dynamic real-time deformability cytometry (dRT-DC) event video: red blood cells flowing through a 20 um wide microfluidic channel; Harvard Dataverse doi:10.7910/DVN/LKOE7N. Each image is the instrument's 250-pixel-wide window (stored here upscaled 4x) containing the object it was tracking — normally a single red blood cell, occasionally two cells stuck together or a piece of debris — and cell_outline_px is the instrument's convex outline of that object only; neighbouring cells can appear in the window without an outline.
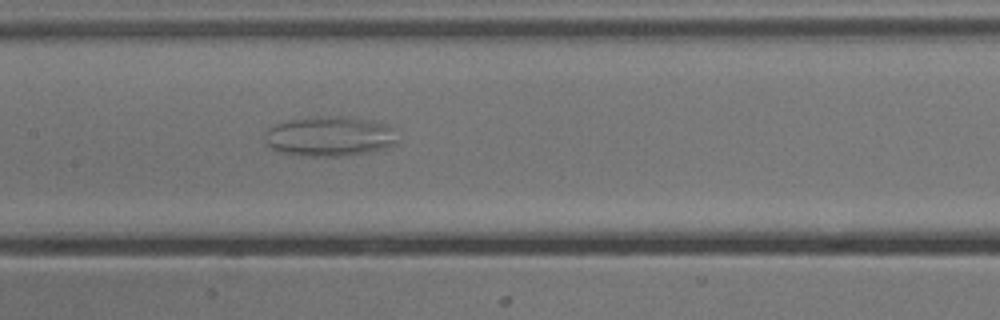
{"species": "common noctule bat (a hibernating species)", "species_latin": "Nyctalus noctula", "temperature_condition": "cold", "stored_images_in_passage": 55, "camera_frame_rate_fps": 3000, "um_per_image_px": 0.085, "animal": {"sex": "male", "body_mass_g": 13.3}, "frame": {"image": 1, "passage_image": 27, "time_ms": 8.667, "image_size_px": [1000, 320], "cell_outline_px": [[396, 140], [392, 144], [384, 148], [368, 152], [344, 156], [300, 156], [280, 152], [272, 148], [268, 144], [264, 136], [264, 132], [268, 128], [276, 124], [292, 120], [324, 116], [344, 116], [368, 120], [380, 124], [388, 128]], "centroid_in_image_um": [27.91, 11.61], "position_along_channel_um": 179.5, "area_um2": 30.11}}
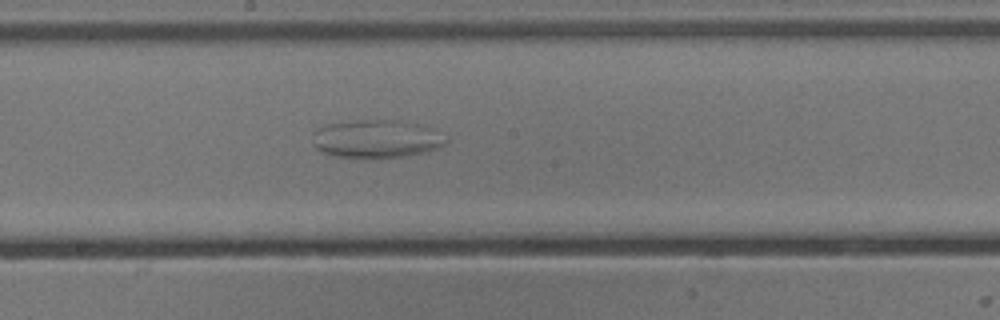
{"frame": {"image": 2, "passage_image": 30, "time_ms": 9.667, "image_size_px": [1000, 320], "cell_outline_px": [[444, 144], [436, 148], [420, 152], [400, 156], [336, 156], [324, 152], [316, 148], [312, 132], [316, 128], [328, 124], [360, 120], [400, 120], [420, 124], [432, 128], [444, 140]], "centroid_in_image_um": [31.93, 11.76], "position_along_channel_um": 216.3, "area_um2": 28.5}}